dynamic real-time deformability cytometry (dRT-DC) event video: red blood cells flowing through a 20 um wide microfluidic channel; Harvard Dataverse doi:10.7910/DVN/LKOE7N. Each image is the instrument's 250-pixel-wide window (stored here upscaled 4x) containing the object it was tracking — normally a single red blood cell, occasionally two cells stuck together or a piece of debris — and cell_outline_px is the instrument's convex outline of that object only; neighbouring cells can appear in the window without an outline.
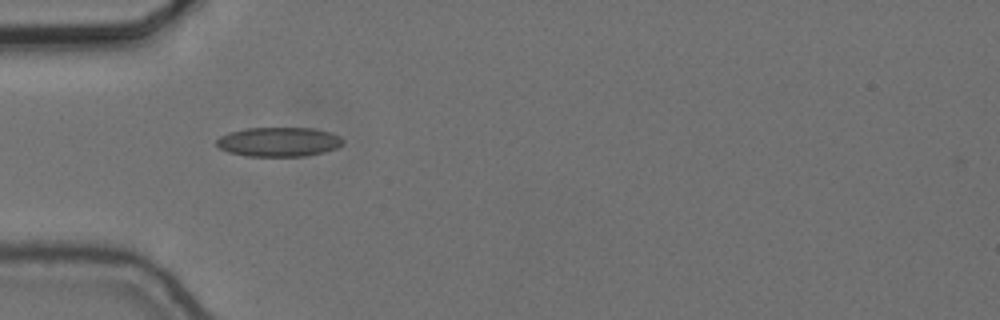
{"species": "common noctule bat (a hibernating species)", "species_latin": "Nyctalus noctula", "temperature_condition": "cold", "stored_images_in_passage": 39, "camera_frame_rate_fps": 3000, "um_per_image_px": 0.085, "animal": {"sex": "female", "body_mass_g": 24.6, "forearm_length_mm": 56.2}, "frame": {"image": 1, "passage_image": 1, "time_ms": 0.0, "image_size_px": [1000, 320], "cell_outline_px": [[344, 144], [336, 148], [324, 152], [304, 156], [248, 156], [228, 152], [220, 148], [216, 144], [216, 140], [220, 136], [228, 132], [244, 128], [316, 128], [332, 132], [340, 136], [344, 140]], "centroid_in_image_um": [23.72, 12.05], "position_along_channel_um": 61.3, "area_um2": 21.85}}
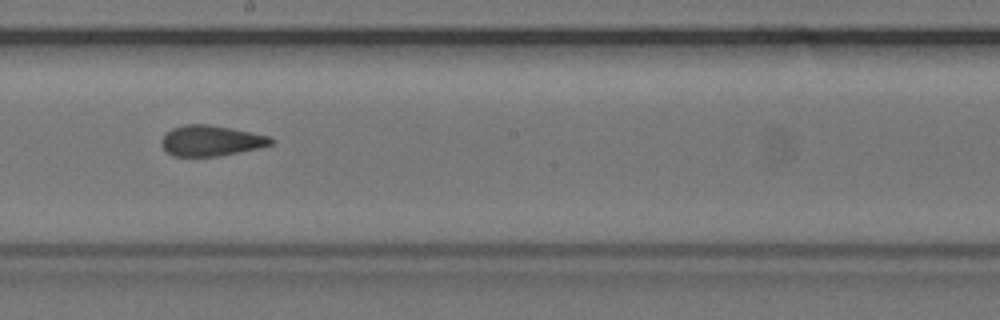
{"frame": {"image": 2, "passage_image": 15, "time_ms": 4.667, "image_size_px": [1000, 320], "cell_outline_px": [[276, 140], [272, 144], [260, 148], [220, 156], [172, 156], [160, 144], [160, 140], [164, 132], [172, 128], [184, 124], [208, 124], [232, 128], [272, 136]], "centroid_in_image_um": [17.95, 11.95], "position_along_channel_um": 230.3, "area_um2": 19.94}}
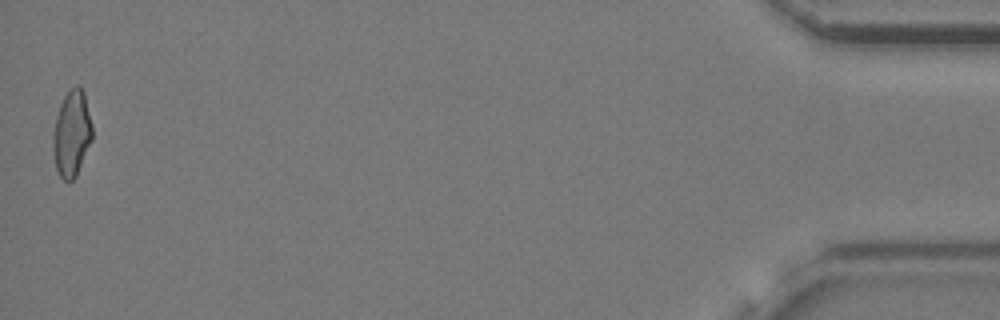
{"frame": {"image": 3, "passage_image": 39, "time_ms": 12.667, "image_size_px": [1000, 320], "cell_outline_px": [[92, 140], [76, 176], [72, 180], [64, 180], [60, 176], [56, 168], [52, 148], [52, 136], [56, 116], [60, 104], [64, 96], [76, 84], [80, 84], [84, 92], [92, 124]], "centroid_in_image_um": [6.09, 11.33], "position_along_channel_um": 429.1, "area_um2": 19.77}, "authors_computed_cell_mechanics": {"area_um2": 19.8254, "velocity_mm_per_s": 3.6694, "shape_relaxation_time_tau1_ms": null, "shape_relaxation_time_tau2_ms": 1.8744, "deformation_change_tau1": null, "deformation_change_tau2": 0.0812}}